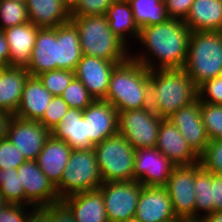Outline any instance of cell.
I'll return each instance as SVG.
<instances>
[{"mask_svg":"<svg viewBox=\"0 0 222 222\" xmlns=\"http://www.w3.org/2000/svg\"><path fill=\"white\" fill-rule=\"evenodd\" d=\"M184 22L191 32H222V0H194Z\"/></svg>","mask_w":222,"mask_h":222,"instance_id":"obj_26","label":"cell"},{"mask_svg":"<svg viewBox=\"0 0 222 222\" xmlns=\"http://www.w3.org/2000/svg\"><path fill=\"white\" fill-rule=\"evenodd\" d=\"M8 204V202L4 199L3 195L0 193V211Z\"/></svg>","mask_w":222,"mask_h":222,"instance_id":"obj_51","label":"cell"},{"mask_svg":"<svg viewBox=\"0 0 222 222\" xmlns=\"http://www.w3.org/2000/svg\"><path fill=\"white\" fill-rule=\"evenodd\" d=\"M156 148L175 166L199 163L200 156L190 147L183 135L168 119H162Z\"/></svg>","mask_w":222,"mask_h":222,"instance_id":"obj_19","label":"cell"},{"mask_svg":"<svg viewBox=\"0 0 222 222\" xmlns=\"http://www.w3.org/2000/svg\"><path fill=\"white\" fill-rule=\"evenodd\" d=\"M0 63L9 66V46L3 30L0 29Z\"/></svg>","mask_w":222,"mask_h":222,"instance_id":"obj_46","label":"cell"},{"mask_svg":"<svg viewBox=\"0 0 222 222\" xmlns=\"http://www.w3.org/2000/svg\"><path fill=\"white\" fill-rule=\"evenodd\" d=\"M0 193L8 203L25 205L24 187L17 174V169L0 170Z\"/></svg>","mask_w":222,"mask_h":222,"instance_id":"obj_32","label":"cell"},{"mask_svg":"<svg viewBox=\"0 0 222 222\" xmlns=\"http://www.w3.org/2000/svg\"><path fill=\"white\" fill-rule=\"evenodd\" d=\"M150 107L118 112V133L136 150L156 147L162 122Z\"/></svg>","mask_w":222,"mask_h":222,"instance_id":"obj_8","label":"cell"},{"mask_svg":"<svg viewBox=\"0 0 222 222\" xmlns=\"http://www.w3.org/2000/svg\"><path fill=\"white\" fill-rule=\"evenodd\" d=\"M25 68L31 76L58 69L56 27L39 28L30 62Z\"/></svg>","mask_w":222,"mask_h":222,"instance_id":"obj_20","label":"cell"},{"mask_svg":"<svg viewBox=\"0 0 222 222\" xmlns=\"http://www.w3.org/2000/svg\"><path fill=\"white\" fill-rule=\"evenodd\" d=\"M70 208L76 222H108L101 191L79 192L62 199Z\"/></svg>","mask_w":222,"mask_h":222,"instance_id":"obj_24","label":"cell"},{"mask_svg":"<svg viewBox=\"0 0 222 222\" xmlns=\"http://www.w3.org/2000/svg\"><path fill=\"white\" fill-rule=\"evenodd\" d=\"M179 222H206L204 218H185L180 219Z\"/></svg>","mask_w":222,"mask_h":222,"instance_id":"obj_50","label":"cell"},{"mask_svg":"<svg viewBox=\"0 0 222 222\" xmlns=\"http://www.w3.org/2000/svg\"><path fill=\"white\" fill-rule=\"evenodd\" d=\"M11 114L3 112L0 115V141L7 137L8 126L11 120Z\"/></svg>","mask_w":222,"mask_h":222,"instance_id":"obj_47","label":"cell"},{"mask_svg":"<svg viewBox=\"0 0 222 222\" xmlns=\"http://www.w3.org/2000/svg\"><path fill=\"white\" fill-rule=\"evenodd\" d=\"M200 114L210 141L222 139V105L200 101Z\"/></svg>","mask_w":222,"mask_h":222,"instance_id":"obj_34","label":"cell"},{"mask_svg":"<svg viewBox=\"0 0 222 222\" xmlns=\"http://www.w3.org/2000/svg\"><path fill=\"white\" fill-rule=\"evenodd\" d=\"M143 185L136 180L103 182L98 188L104 199L108 222L135 217Z\"/></svg>","mask_w":222,"mask_h":222,"instance_id":"obj_9","label":"cell"},{"mask_svg":"<svg viewBox=\"0 0 222 222\" xmlns=\"http://www.w3.org/2000/svg\"><path fill=\"white\" fill-rule=\"evenodd\" d=\"M105 16L110 30L126 45L131 38L133 39L131 41H135L134 39L137 41L140 28L134 21L133 11L128 0H116L112 2Z\"/></svg>","mask_w":222,"mask_h":222,"instance_id":"obj_30","label":"cell"},{"mask_svg":"<svg viewBox=\"0 0 222 222\" xmlns=\"http://www.w3.org/2000/svg\"><path fill=\"white\" fill-rule=\"evenodd\" d=\"M51 134L56 139L65 141L73 150L94 147L87 138V123L83 111L79 109L70 108Z\"/></svg>","mask_w":222,"mask_h":222,"instance_id":"obj_25","label":"cell"},{"mask_svg":"<svg viewBox=\"0 0 222 222\" xmlns=\"http://www.w3.org/2000/svg\"><path fill=\"white\" fill-rule=\"evenodd\" d=\"M79 32L83 55L111 62H124L130 58L131 49L109 28L105 15L71 17Z\"/></svg>","mask_w":222,"mask_h":222,"instance_id":"obj_4","label":"cell"},{"mask_svg":"<svg viewBox=\"0 0 222 222\" xmlns=\"http://www.w3.org/2000/svg\"><path fill=\"white\" fill-rule=\"evenodd\" d=\"M58 41V69L74 71L81 60L82 52L79 32L69 21L56 27Z\"/></svg>","mask_w":222,"mask_h":222,"instance_id":"obj_29","label":"cell"},{"mask_svg":"<svg viewBox=\"0 0 222 222\" xmlns=\"http://www.w3.org/2000/svg\"><path fill=\"white\" fill-rule=\"evenodd\" d=\"M26 159L21 152L9 141L4 138L0 141V170L7 168L17 169Z\"/></svg>","mask_w":222,"mask_h":222,"instance_id":"obj_39","label":"cell"},{"mask_svg":"<svg viewBox=\"0 0 222 222\" xmlns=\"http://www.w3.org/2000/svg\"><path fill=\"white\" fill-rule=\"evenodd\" d=\"M52 222H76L70 208L62 201L51 203Z\"/></svg>","mask_w":222,"mask_h":222,"instance_id":"obj_44","label":"cell"},{"mask_svg":"<svg viewBox=\"0 0 222 222\" xmlns=\"http://www.w3.org/2000/svg\"><path fill=\"white\" fill-rule=\"evenodd\" d=\"M206 222H222V211L213 212L204 217Z\"/></svg>","mask_w":222,"mask_h":222,"instance_id":"obj_49","label":"cell"},{"mask_svg":"<svg viewBox=\"0 0 222 222\" xmlns=\"http://www.w3.org/2000/svg\"><path fill=\"white\" fill-rule=\"evenodd\" d=\"M195 164L176 166L164 186L172 202L176 217L194 218L195 205Z\"/></svg>","mask_w":222,"mask_h":222,"instance_id":"obj_13","label":"cell"},{"mask_svg":"<svg viewBox=\"0 0 222 222\" xmlns=\"http://www.w3.org/2000/svg\"><path fill=\"white\" fill-rule=\"evenodd\" d=\"M183 69L198 88L222 72V32L194 31Z\"/></svg>","mask_w":222,"mask_h":222,"instance_id":"obj_5","label":"cell"},{"mask_svg":"<svg viewBox=\"0 0 222 222\" xmlns=\"http://www.w3.org/2000/svg\"><path fill=\"white\" fill-rule=\"evenodd\" d=\"M197 98V87L183 68L150 70V106L159 117L168 119Z\"/></svg>","mask_w":222,"mask_h":222,"instance_id":"obj_3","label":"cell"},{"mask_svg":"<svg viewBox=\"0 0 222 222\" xmlns=\"http://www.w3.org/2000/svg\"><path fill=\"white\" fill-rule=\"evenodd\" d=\"M79 2L80 0H61V3L68 10L70 14L75 10Z\"/></svg>","mask_w":222,"mask_h":222,"instance_id":"obj_48","label":"cell"},{"mask_svg":"<svg viewBox=\"0 0 222 222\" xmlns=\"http://www.w3.org/2000/svg\"><path fill=\"white\" fill-rule=\"evenodd\" d=\"M194 218H204L213 212L222 211V176L195 164Z\"/></svg>","mask_w":222,"mask_h":222,"instance_id":"obj_14","label":"cell"},{"mask_svg":"<svg viewBox=\"0 0 222 222\" xmlns=\"http://www.w3.org/2000/svg\"><path fill=\"white\" fill-rule=\"evenodd\" d=\"M199 162L207 171L222 176V139L209 141Z\"/></svg>","mask_w":222,"mask_h":222,"instance_id":"obj_37","label":"cell"},{"mask_svg":"<svg viewBox=\"0 0 222 222\" xmlns=\"http://www.w3.org/2000/svg\"><path fill=\"white\" fill-rule=\"evenodd\" d=\"M87 138L94 144L118 133V111L106 100H94L83 110Z\"/></svg>","mask_w":222,"mask_h":222,"instance_id":"obj_18","label":"cell"},{"mask_svg":"<svg viewBox=\"0 0 222 222\" xmlns=\"http://www.w3.org/2000/svg\"><path fill=\"white\" fill-rule=\"evenodd\" d=\"M43 86L53 95L61 96L75 78L74 71L56 69L38 75Z\"/></svg>","mask_w":222,"mask_h":222,"instance_id":"obj_35","label":"cell"},{"mask_svg":"<svg viewBox=\"0 0 222 222\" xmlns=\"http://www.w3.org/2000/svg\"><path fill=\"white\" fill-rule=\"evenodd\" d=\"M70 108L84 110L95 99L80 80L74 78L61 95Z\"/></svg>","mask_w":222,"mask_h":222,"instance_id":"obj_36","label":"cell"},{"mask_svg":"<svg viewBox=\"0 0 222 222\" xmlns=\"http://www.w3.org/2000/svg\"><path fill=\"white\" fill-rule=\"evenodd\" d=\"M121 62H111L97 57L82 55L74 74L95 100L105 99L109 88L110 75Z\"/></svg>","mask_w":222,"mask_h":222,"instance_id":"obj_15","label":"cell"},{"mask_svg":"<svg viewBox=\"0 0 222 222\" xmlns=\"http://www.w3.org/2000/svg\"><path fill=\"white\" fill-rule=\"evenodd\" d=\"M169 18L184 21L194 0H164Z\"/></svg>","mask_w":222,"mask_h":222,"instance_id":"obj_43","label":"cell"},{"mask_svg":"<svg viewBox=\"0 0 222 222\" xmlns=\"http://www.w3.org/2000/svg\"><path fill=\"white\" fill-rule=\"evenodd\" d=\"M14 1L25 4L27 0H14Z\"/></svg>","mask_w":222,"mask_h":222,"instance_id":"obj_54","label":"cell"},{"mask_svg":"<svg viewBox=\"0 0 222 222\" xmlns=\"http://www.w3.org/2000/svg\"><path fill=\"white\" fill-rule=\"evenodd\" d=\"M25 192V205L48 206L60 201L56 187L40 170L36 160H27L17 168Z\"/></svg>","mask_w":222,"mask_h":222,"instance_id":"obj_11","label":"cell"},{"mask_svg":"<svg viewBox=\"0 0 222 222\" xmlns=\"http://www.w3.org/2000/svg\"><path fill=\"white\" fill-rule=\"evenodd\" d=\"M104 100L118 112L150 107V71L131 57L117 64Z\"/></svg>","mask_w":222,"mask_h":222,"instance_id":"obj_2","label":"cell"},{"mask_svg":"<svg viewBox=\"0 0 222 222\" xmlns=\"http://www.w3.org/2000/svg\"><path fill=\"white\" fill-rule=\"evenodd\" d=\"M39 28L29 21L3 30L9 46V66L28 65Z\"/></svg>","mask_w":222,"mask_h":222,"instance_id":"obj_21","label":"cell"},{"mask_svg":"<svg viewBox=\"0 0 222 222\" xmlns=\"http://www.w3.org/2000/svg\"><path fill=\"white\" fill-rule=\"evenodd\" d=\"M29 72L25 67L7 66L0 79V109L14 115L19 106Z\"/></svg>","mask_w":222,"mask_h":222,"instance_id":"obj_27","label":"cell"},{"mask_svg":"<svg viewBox=\"0 0 222 222\" xmlns=\"http://www.w3.org/2000/svg\"><path fill=\"white\" fill-rule=\"evenodd\" d=\"M51 131L39 121L26 120L11 116L7 137L27 160H36Z\"/></svg>","mask_w":222,"mask_h":222,"instance_id":"obj_10","label":"cell"},{"mask_svg":"<svg viewBox=\"0 0 222 222\" xmlns=\"http://www.w3.org/2000/svg\"><path fill=\"white\" fill-rule=\"evenodd\" d=\"M26 222H52L51 204L48 206L31 207L28 210Z\"/></svg>","mask_w":222,"mask_h":222,"instance_id":"obj_45","label":"cell"},{"mask_svg":"<svg viewBox=\"0 0 222 222\" xmlns=\"http://www.w3.org/2000/svg\"><path fill=\"white\" fill-rule=\"evenodd\" d=\"M29 21L40 28L57 27L70 21L71 14L61 0H27Z\"/></svg>","mask_w":222,"mask_h":222,"instance_id":"obj_28","label":"cell"},{"mask_svg":"<svg viewBox=\"0 0 222 222\" xmlns=\"http://www.w3.org/2000/svg\"><path fill=\"white\" fill-rule=\"evenodd\" d=\"M7 67V65H4V64H1L0 63V79H1V76H2V73H3V70Z\"/></svg>","mask_w":222,"mask_h":222,"instance_id":"obj_53","label":"cell"},{"mask_svg":"<svg viewBox=\"0 0 222 222\" xmlns=\"http://www.w3.org/2000/svg\"><path fill=\"white\" fill-rule=\"evenodd\" d=\"M103 182L133 180L135 149L119 133L94 145Z\"/></svg>","mask_w":222,"mask_h":222,"instance_id":"obj_7","label":"cell"},{"mask_svg":"<svg viewBox=\"0 0 222 222\" xmlns=\"http://www.w3.org/2000/svg\"><path fill=\"white\" fill-rule=\"evenodd\" d=\"M102 183L93 148L72 150L56 190L62 200L79 192L97 190Z\"/></svg>","mask_w":222,"mask_h":222,"instance_id":"obj_6","label":"cell"},{"mask_svg":"<svg viewBox=\"0 0 222 222\" xmlns=\"http://www.w3.org/2000/svg\"><path fill=\"white\" fill-rule=\"evenodd\" d=\"M135 217L142 222H178L165 187L143 186Z\"/></svg>","mask_w":222,"mask_h":222,"instance_id":"obj_17","label":"cell"},{"mask_svg":"<svg viewBox=\"0 0 222 222\" xmlns=\"http://www.w3.org/2000/svg\"><path fill=\"white\" fill-rule=\"evenodd\" d=\"M168 120L174 124L199 156L205 151L210 139L202 122L198 98L174 112Z\"/></svg>","mask_w":222,"mask_h":222,"instance_id":"obj_16","label":"cell"},{"mask_svg":"<svg viewBox=\"0 0 222 222\" xmlns=\"http://www.w3.org/2000/svg\"><path fill=\"white\" fill-rule=\"evenodd\" d=\"M72 150L65 141L56 139L51 134L37 156L38 167L55 187L60 183Z\"/></svg>","mask_w":222,"mask_h":222,"instance_id":"obj_22","label":"cell"},{"mask_svg":"<svg viewBox=\"0 0 222 222\" xmlns=\"http://www.w3.org/2000/svg\"><path fill=\"white\" fill-rule=\"evenodd\" d=\"M53 95L43 86L38 76H29L22 92L15 116L40 121Z\"/></svg>","mask_w":222,"mask_h":222,"instance_id":"obj_23","label":"cell"},{"mask_svg":"<svg viewBox=\"0 0 222 222\" xmlns=\"http://www.w3.org/2000/svg\"><path fill=\"white\" fill-rule=\"evenodd\" d=\"M114 1L116 0H80L71 17L105 15Z\"/></svg>","mask_w":222,"mask_h":222,"instance_id":"obj_41","label":"cell"},{"mask_svg":"<svg viewBox=\"0 0 222 222\" xmlns=\"http://www.w3.org/2000/svg\"><path fill=\"white\" fill-rule=\"evenodd\" d=\"M120 222H142V221L136 217H132V218H128L126 220L120 221Z\"/></svg>","mask_w":222,"mask_h":222,"instance_id":"obj_52","label":"cell"},{"mask_svg":"<svg viewBox=\"0 0 222 222\" xmlns=\"http://www.w3.org/2000/svg\"><path fill=\"white\" fill-rule=\"evenodd\" d=\"M31 207L22 204L8 203L0 211V222H26Z\"/></svg>","mask_w":222,"mask_h":222,"instance_id":"obj_42","label":"cell"},{"mask_svg":"<svg viewBox=\"0 0 222 222\" xmlns=\"http://www.w3.org/2000/svg\"><path fill=\"white\" fill-rule=\"evenodd\" d=\"M191 30L184 21L169 18L161 24L143 26L137 41L141 52H131L130 57L149 71L182 69L184 67Z\"/></svg>","mask_w":222,"mask_h":222,"instance_id":"obj_1","label":"cell"},{"mask_svg":"<svg viewBox=\"0 0 222 222\" xmlns=\"http://www.w3.org/2000/svg\"><path fill=\"white\" fill-rule=\"evenodd\" d=\"M70 109L61 96H53L46 111L39 121L45 128L52 131L62 120L66 112Z\"/></svg>","mask_w":222,"mask_h":222,"instance_id":"obj_38","label":"cell"},{"mask_svg":"<svg viewBox=\"0 0 222 222\" xmlns=\"http://www.w3.org/2000/svg\"><path fill=\"white\" fill-rule=\"evenodd\" d=\"M29 22L26 4L14 0H0V29Z\"/></svg>","mask_w":222,"mask_h":222,"instance_id":"obj_33","label":"cell"},{"mask_svg":"<svg viewBox=\"0 0 222 222\" xmlns=\"http://www.w3.org/2000/svg\"><path fill=\"white\" fill-rule=\"evenodd\" d=\"M139 28L161 24L169 19L164 0H128Z\"/></svg>","mask_w":222,"mask_h":222,"instance_id":"obj_31","label":"cell"},{"mask_svg":"<svg viewBox=\"0 0 222 222\" xmlns=\"http://www.w3.org/2000/svg\"><path fill=\"white\" fill-rule=\"evenodd\" d=\"M198 99L203 103L222 105V78L216 77L202 83L198 88Z\"/></svg>","mask_w":222,"mask_h":222,"instance_id":"obj_40","label":"cell"},{"mask_svg":"<svg viewBox=\"0 0 222 222\" xmlns=\"http://www.w3.org/2000/svg\"><path fill=\"white\" fill-rule=\"evenodd\" d=\"M175 167L156 147L136 149L133 180L143 186L164 187Z\"/></svg>","mask_w":222,"mask_h":222,"instance_id":"obj_12","label":"cell"}]
</instances>
